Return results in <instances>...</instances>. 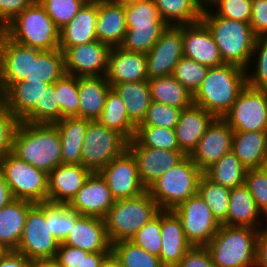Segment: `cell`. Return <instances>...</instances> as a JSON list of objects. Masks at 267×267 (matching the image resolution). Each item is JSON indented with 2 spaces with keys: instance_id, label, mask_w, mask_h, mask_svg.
<instances>
[{
  "instance_id": "obj_1",
  "label": "cell",
  "mask_w": 267,
  "mask_h": 267,
  "mask_svg": "<svg viewBox=\"0 0 267 267\" xmlns=\"http://www.w3.org/2000/svg\"><path fill=\"white\" fill-rule=\"evenodd\" d=\"M12 153L49 174L62 164L60 135L55 124L19 122Z\"/></svg>"
},
{
  "instance_id": "obj_2",
  "label": "cell",
  "mask_w": 267,
  "mask_h": 267,
  "mask_svg": "<svg viewBox=\"0 0 267 267\" xmlns=\"http://www.w3.org/2000/svg\"><path fill=\"white\" fill-rule=\"evenodd\" d=\"M246 85V70L239 66L224 63L209 67L200 88L194 94V104L214 117L223 118Z\"/></svg>"
},
{
  "instance_id": "obj_3",
  "label": "cell",
  "mask_w": 267,
  "mask_h": 267,
  "mask_svg": "<svg viewBox=\"0 0 267 267\" xmlns=\"http://www.w3.org/2000/svg\"><path fill=\"white\" fill-rule=\"evenodd\" d=\"M201 21L210 30L223 62L247 70L257 37L250 23L219 17L210 8L203 10Z\"/></svg>"
},
{
  "instance_id": "obj_4",
  "label": "cell",
  "mask_w": 267,
  "mask_h": 267,
  "mask_svg": "<svg viewBox=\"0 0 267 267\" xmlns=\"http://www.w3.org/2000/svg\"><path fill=\"white\" fill-rule=\"evenodd\" d=\"M259 230L221 225L205 246L215 267H256Z\"/></svg>"
},
{
  "instance_id": "obj_5",
  "label": "cell",
  "mask_w": 267,
  "mask_h": 267,
  "mask_svg": "<svg viewBox=\"0 0 267 267\" xmlns=\"http://www.w3.org/2000/svg\"><path fill=\"white\" fill-rule=\"evenodd\" d=\"M10 40L40 51L59 49L60 29L35 0L1 30Z\"/></svg>"
},
{
  "instance_id": "obj_6",
  "label": "cell",
  "mask_w": 267,
  "mask_h": 267,
  "mask_svg": "<svg viewBox=\"0 0 267 267\" xmlns=\"http://www.w3.org/2000/svg\"><path fill=\"white\" fill-rule=\"evenodd\" d=\"M159 211L147 191L133 198L115 200L103 218L110 243L130 240Z\"/></svg>"
},
{
  "instance_id": "obj_7",
  "label": "cell",
  "mask_w": 267,
  "mask_h": 267,
  "mask_svg": "<svg viewBox=\"0 0 267 267\" xmlns=\"http://www.w3.org/2000/svg\"><path fill=\"white\" fill-rule=\"evenodd\" d=\"M203 171L186 155L178 164L157 178L146 189L160 210H173L180 203L198 194Z\"/></svg>"
},
{
  "instance_id": "obj_8",
  "label": "cell",
  "mask_w": 267,
  "mask_h": 267,
  "mask_svg": "<svg viewBox=\"0 0 267 267\" xmlns=\"http://www.w3.org/2000/svg\"><path fill=\"white\" fill-rule=\"evenodd\" d=\"M0 169L14 199L48 202V174L12 152L0 160Z\"/></svg>"
},
{
  "instance_id": "obj_9",
  "label": "cell",
  "mask_w": 267,
  "mask_h": 267,
  "mask_svg": "<svg viewBox=\"0 0 267 267\" xmlns=\"http://www.w3.org/2000/svg\"><path fill=\"white\" fill-rule=\"evenodd\" d=\"M128 140L106 128L98 120H89L81 151V165L98 173L128 149Z\"/></svg>"
},
{
  "instance_id": "obj_10",
  "label": "cell",
  "mask_w": 267,
  "mask_h": 267,
  "mask_svg": "<svg viewBox=\"0 0 267 267\" xmlns=\"http://www.w3.org/2000/svg\"><path fill=\"white\" fill-rule=\"evenodd\" d=\"M59 242L51 234L49 221L45 219V202L35 203L28 211L17 252L29 260L53 258Z\"/></svg>"
},
{
  "instance_id": "obj_11",
  "label": "cell",
  "mask_w": 267,
  "mask_h": 267,
  "mask_svg": "<svg viewBox=\"0 0 267 267\" xmlns=\"http://www.w3.org/2000/svg\"><path fill=\"white\" fill-rule=\"evenodd\" d=\"M223 118L234 132L266 131L267 90L246 85Z\"/></svg>"
},
{
  "instance_id": "obj_12",
  "label": "cell",
  "mask_w": 267,
  "mask_h": 267,
  "mask_svg": "<svg viewBox=\"0 0 267 267\" xmlns=\"http://www.w3.org/2000/svg\"><path fill=\"white\" fill-rule=\"evenodd\" d=\"M173 211L180 218L185 237L192 246H206L221 226L199 194L180 203Z\"/></svg>"
},
{
  "instance_id": "obj_13",
  "label": "cell",
  "mask_w": 267,
  "mask_h": 267,
  "mask_svg": "<svg viewBox=\"0 0 267 267\" xmlns=\"http://www.w3.org/2000/svg\"><path fill=\"white\" fill-rule=\"evenodd\" d=\"M98 173L115 200L133 198L146 191L140 181L136 159L128 149Z\"/></svg>"
},
{
  "instance_id": "obj_14",
  "label": "cell",
  "mask_w": 267,
  "mask_h": 267,
  "mask_svg": "<svg viewBox=\"0 0 267 267\" xmlns=\"http://www.w3.org/2000/svg\"><path fill=\"white\" fill-rule=\"evenodd\" d=\"M183 57L182 25H168L146 54L148 80L172 75Z\"/></svg>"
},
{
  "instance_id": "obj_15",
  "label": "cell",
  "mask_w": 267,
  "mask_h": 267,
  "mask_svg": "<svg viewBox=\"0 0 267 267\" xmlns=\"http://www.w3.org/2000/svg\"><path fill=\"white\" fill-rule=\"evenodd\" d=\"M49 86L44 82L20 81L5 91L2 101L20 122L41 123V100Z\"/></svg>"
},
{
  "instance_id": "obj_16",
  "label": "cell",
  "mask_w": 267,
  "mask_h": 267,
  "mask_svg": "<svg viewBox=\"0 0 267 267\" xmlns=\"http://www.w3.org/2000/svg\"><path fill=\"white\" fill-rule=\"evenodd\" d=\"M110 49L99 40L69 47L64 52L66 73L76 77L105 76Z\"/></svg>"
},
{
  "instance_id": "obj_17",
  "label": "cell",
  "mask_w": 267,
  "mask_h": 267,
  "mask_svg": "<svg viewBox=\"0 0 267 267\" xmlns=\"http://www.w3.org/2000/svg\"><path fill=\"white\" fill-rule=\"evenodd\" d=\"M233 136L234 130L227 121L215 117L189 156L204 172L226 153L232 151Z\"/></svg>"
},
{
  "instance_id": "obj_18",
  "label": "cell",
  "mask_w": 267,
  "mask_h": 267,
  "mask_svg": "<svg viewBox=\"0 0 267 267\" xmlns=\"http://www.w3.org/2000/svg\"><path fill=\"white\" fill-rule=\"evenodd\" d=\"M182 38L184 57L208 67L224 64L210 30L202 21L182 25Z\"/></svg>"
},
{
  "instance_id": "obj_19",
  "label": "cell",
  "mask_w": 267,
  "mask_h": 267,
  "mask_svg": "<svg viewBox=\"0 0 267 267\" xmlns=\"http://www.w3.org/2000/svg\"><path fill=\"white\" fill-rule=\"evenodd\" d=\"M93 172L81 164H60L48 174V202L69 204Z\"/></svg>"
},
{
  "instance_id": "obj_20",
  "label": "cell",
  "mask_w": 267,
  "mask_h": 267,
  "mask_svg": "<svg viewBox=\"0 0 267 267\" xmlns=\"http://www.w3.org/2000/svg\"><path fill=\"white\" fill-rule=\"evenodd\" d=\"M114 202L102 176L92 173L68 205L81 215L104 218Z\"/></svg>"
},
{
  "instance_id": "obj_21",
  "label": "cell",
  "mask_w": 267,
  "mask_h": 267,
  "mask_svg": "<svg viewBox=\"0 0 267 267\" xmlns=\"http://www.w3.org/2000/svg\"><path fill=\"white\" fill-rule=\"evenodd\" d=\"M128 150L136 159L140 181L146 189L186 156L182 151L161 150L144 146H128Z\"/></svg>"
},
{
  "instance_id": "obj_22",
  "label": "cell",
  "mask_w": 267,
  "mask_h": 267,
  "mask_svg": "<svg viewBox=\"0 0 267 267\" xmlns=\"http://www.w3.org/2000/svg\"><path fill=\"white\" fill-rule=\"evenodd\" d=\"M2 79L5 91L14 83L31 77L32 48L10 40L0 31Z\"/></svg>"
},
{
  "instance_id": "obj_23",
  "label": "cell",
  "mask_w": 267,
  "mask_h": 267,
  "mask_svg": "<svg viewBox=\"0 0 267 267\" xmlns=\"http://www.w3.org/2000/svg\"><path fill=\"white\" fill-rule=\"evenodd\" d=\"M105 77L111 87L123 82L148 81L146 53L126 51L120 46L111 47Z\"/></svg>"
},
{
  "instance_id": "obj_24",
  "label": "cell",
  "mask_w": 267,
  "mask_h": 267,
  "mask_svg": "<svg viewBox=\"0 0 267 267\" xmlns=\"http://www.w3.org/2000/svg\"><path fill=\"white\" fill-rule=\"evenodd\" d=\"M63 244L87 252H111L103 218L81 215L72 226Z\"/></svg>"
},
{
  "instance_id": "obj_25",
  "label": "cell",
  "mask_w": 267,
  "mask_h": 267,
  "mask_svg": "<svg viewBox=\"0 0 267 267\" xmlns=\"http://www.w3.org/2000/svg\"><path fill=\"white\" fill-rule=\"evenodd\" d=\"M161 238L162 265L176 267L192 245L187 241L181 220L173 210H161Z\"/></svg>"
},
{
  "instance_id": "obj_26",
  "label": "cell",
  "mask_w": 267,
  "mask_h": 267,
  "mask_svg": "<svg viewBox=\"0 0 267 267\" xmlns=\"http://www.w3.org/2000/svg\"><path fill=\"white\" fill-rule=\"evenodd\" d=\"M97 18L98 0H89L76 16L60 30L59 49L65 52L71 46L97 40Z\"/></svg>"
},
{
  "instance_id": "obj_27",
  "label": "cell",
  "mask_w": 267,
  "mask_h": 267,
  "mask_svg": "<svg viewBox=\"0 0 267 267\" xmlns=\"http://www.w3.org/2000/svg\"><path fill=\"white\" fill-rule=\"evenodd\" d=\"M215 117L196 104L184 108L175 126L180 150L190 155Z\"/></svg>"
},
{
  "instance_id": "obj_28",
  "label": "cell",
  "mask_w": 267,
  "mask_h": 267,
  "mask_svg": "<svg viewBox=\"0 0 267 267\" xmlns=\"http://www.w3.org/2000/svg\"><path fill=\"white\" fill-rule=\"evenodd\" d=\"M266 221L245 184L230 190L227 219L221 225L250 227L259 230L267 224Z\"/></svg>"
},
{
  "instance_id": "obj_29",
  "label": "cell",
  "mask_w": 267,
  "mask_h": 267,
  "mask_svg": "<svg viewBox=\"0 0 267 267\" xmlns=\"http://www.w3.org/2000/svg\"><path fill=\"white\" fill-rule=\"evenodd\" d=\"M126 30L125 7L109 0H98L97 40L110 47H119Z\"/></svg>"
},
{
  "instance_id": "obj_30",
  "label": "cell",
  "mask_w": 267,
  "mask_h": 267,
  "mask_svg": "<svg viewBox=\"0 0 267 267\" xmlns=\"http://www.w3.org/2000/svg\"><path fill=\"white\" fill-rule=\"evenodd\" d=\"M111 88L105 76L78 77L79 118L97 120Z\"/></svg>"
},
{
  "instance_id": "obj_31",
  "label": "cell",
  "mask_w": 267,
  "mask_h": 267,
  "mask_svg": "<svg viewBox=\"0 0 267 267\" xmlns=\"http://www.w3.org/2000/svg\"><path fill=\"white\" fill-rule=\"evenodd\" d=\"M34 204L28 200L14 199L0 209V244L5 249H17L27 213Z\"/></svg>"
},
{
  "instance_id": "obj_32",
  "label": "cell",
  "mask_w": 267,
  "mask_h": 267,
  "mask_svg": "<svg viewBox=\"0 0 267 267\" xmlns=\"http://www.w3.org/2000/svg\"><path fill=\"white\" fill-rule=\"evenodd\" d=\"M88 123V119L77 117L63 118L54 123L61 140L62 164H81L82 145Z\"/></svg>"
},
{
  "instance_id": "obj_33",
  "label": "cell",
  "mask_w": 267,
  "mask_h": 267,
  "mask_svg": "<svg viewBox=\"0 0 267 267\" xmlns=\"http://www.w3.org/2000/svg\"><path fill=\"white\" fill-rule=\"evenodd\" d=\"M232 151L246 169L263 168L267 157V132H234Z\"/></svg>"
},
{
  "instance_id": "obj_34",
  "label": "cell",
  "mask_w": 267,
  "mask_h": 267,
  "mask_svg": "<svg viewBox=\"0 0 267 267\" xmlns=\"http://www.w3.org/2000/svg\"><path fill=\"white\" fill-rule=\"evenodd\" d=\"M112 88L124 102L129 120L139 126L152 101L148 81L123 82L114 84Z\"/></svg>"
},
{
  "instance_id": "obj_35",
  "label": "cell",
  "mask_w": 267,
  "mask_h": 267,
  "mask_svg": "<svg viewBox=\"0 0 267 267\" xmlns=\"http://www.w3.org/2000/svg\"><path fill=\"white\" fill-rule=\"evenodd\" d=\"M65 73V58L62 50L40 51L32 48L31 77L27 78L26 82H44L52 85Z\"/></svg>"
},
{
  "instance_id": "obj_36",
  "label": "cell",
  "mask_w": 267,
  "mask_h": 267,
  "mask_svg": "<svg viewBox=\"0 0 267 267\" xmlns=\"http://www.w3.org/2000/svg\"><path fill=\"white\" fill-rule=\"evenodd\" d=\"M151 100L184 109L194 103V95L172 75L148 80Z\"/></svg>"
},
{
  "instance_id": "obj_37",
  "label": "cell",
  "mask_w": 267,
  "mask_h": 267,
  "mask_svg": "<svg viewBox=\"0 0 267 267\" xmlns=\"http://www.w3.org/2000/svg\"><path fill=\"white\" fill-rule=\"evenodd\" d=\"M154 3L167 25L181 26L201 21L200 0H154Z\"/></svg>"
},
{
  "instance_id": "obj_38",
  "label": "cell",
  "mask_w": 267,
  "mask_h": 267,
  "mask_svg": "<svg viewBox=\"0 0 267 267\" xmlns=\"http://www.w3.org/2000/svg\"><path fill=\"white\" fill-rule=\"evenodd\" d=\"M97 120L106 128L119 132L128 141L135 136L136 126L129 120L125 104L113 88L109 90L105 106Z\"/></svg>"
},
{
  "instance_id": "obj_39",
  "label": "cell",
  "mask_w": 267,
  "mask_h": 267,
  "mask_svg": "<svg viewBox=\"0 0 267 267\" xmlns=\"http://www.w3.org/2000/svg\"><path fill=\"white\" fill-rule=\"evenodd\" d=\"M246 171V167L235 153L230 151L205 170L203 174L212 182L232 189L245 184Z\"/></svg>"
},
{
  "instance_id": "obj_40",
  "label": "cell",
  "mask_w": 267,
  "mask_h": 267,
  "mask_svg": "<svg viewBox=\"0 0 267 267\" xmlns=\"http://www.w3.org/2000/svg\"><path fill=\"white\" fill-rule=\"evenodd\" d=\"M168 25L165 22H151L143 25H127L120 47L130 52L148 53Z\"/></svg>"
},
{
  "instance_id": "obj_41",
  "label": "cell",
  "mask_w": 267,
  "mask_h": 267,
  "mask_svg": "<svg viewBox=\"0 0 267 267\" xmlns=\"http://www.w3.org/2000/svg\"><path fill=\"white\" fill-rule=\"evenodd\" d=\"M128 146L181 151L174 129L154 126H137L135 136L128 142Z\"/></svg>"
},
{
  "instance_id": "obj_42",
  "label": "cell",
  "mask_w": 267,
  "mask_h": 267,
  "mask_svg": "<svg viewBox=\"0 0 267 267\" xmlns=\"http://www.w3.org/2000/svg\"><path fill=\"white\" fill-rule=\"evenodd\" d=\"M81 214L68 204L45 202V219L49 221L51 234L59 243H63L76 220Z\"/></svg>"
},
{
  "instance_id": "obj_43",
  "label": "cell",
  "mask_w": 267,
  "mask_h": 267,
  "mask_svg": "<svg viewBox=\"0 0 267 267\" xmlns=\"http://www.w3.org/2000/svg\"><path fill=\"white\" fill-rule=\"evenodd\" d=\"M230 190V188L212 182L204 174L199 180L198 194L220 224L227 219Z\"/></svg>"
},
{
  "instance_id": "obj_44",
  "label": "cell",
  "mask_w": 267,
  "mask_h": 267,
  "mask_svg": "<svg viewBox=\"0 0 267 267\" xmlns=\"http://www.w3.org/2000/svg\"><path fill=\"white\" fill-rule=\"evenodd\" d=\"M53 86L61 110V119L67 117L79 118L78 77L65 73Z\"/></svg>"
},
{
  "instance_id": "obj_45",
  "label": "cell",
  "mask_w": 267,
  "mask_h": 267,
  "mask_svg": "<svg viewBox=\"0 0 267 267\" xmlns=\"http://www.w3.org/2000/svg\"><path fill=\"white\" fill-rule=\"evenodd\" d=\"M111 252L121 262L122 267H164L160 258L151 255L130 240L113 243Z\"/></svg>"
},
{
  "instance_id": "obj_46",
  "label": "cell",
  "mask_w": 267,
  "mask_h": 267,
  "mask_svg": "<svg viewBox=\"0 0 267 267\" xmlns=\"http://www.w3.org/2000/svg\"><path fill=\"white\" fill-rule=\"evenodd\" d=\"M250 64L246 70L247 85L267 90V36L256 37Z\"/></svg>"
},
{
  "instance_id": "obj_47",
  "label": "cell",
  "mask_w": 267,
  "mask_h": 267,
  "mask_svg": "<svg viewBox=\"0 0 267 267\" xmlns=\"http://www.w3.org/2000/svg\"><path fill=\"white\" fill-rule=\"evenodd\" d=\"M208 69V66L183 56L175 66L172 76L194 95L206 77Z\"/></svg>"
},
{
  "instance_id": "obj_48",
  "label": "cell",
  "mask_w": 267,
  "mask_h": 267,
  "mask_svg": "<svg viewBox=\"0 0 267 267\" xmlns=\"http://www.w3.org/2000/svg\"><path fill=\"white\" fill-rule=\"evenodd\" d=\"M135 245L143 248L153 256L160 258L162 247L161 210L146 223L131 239Z\"/></svg>"
},
{
  "instance_id": "obj_49",
  "label": "cell",
  "mask_w": 267,
  "mask_h": 267,
  "mask_svg": "<svg viewBox=\"0 0 267 267\" xmlns=\"http://www.w3.org/2000/svg\"><path fill=\"white\" fill-rule=\"evenodd\" d=\"M89 0H38L61 30Z\"/></svg>"
},
{
  "instance_id": "obj_50",
  "label": "cell",
  "mask_w": 267,
  "mask_h": 267,
  "mask_svg": "<svg viewBox=\"0 0 267 267\" xmlns=\"http://www.w3.org/2000/svg\"><path fill=\"white\" fill-rule=\"evenodd\" d=\"M183 109L151 101L146 116L139 126L175 129Z\"/></svg>"
},
{
  "instance_id": "obj_51",
  "label": "cell",
  "mask_w": 267,
  "mask_h": 267,
  "mask_svg": "<svg viewBox=\"0 0 267 267\" xmlns=\"http://www.w3.org/2000/svg\"><path fill=\"white\" fill-rule=\"evenodd\" d=\"M245 185L255 199L258 210L267 219V171L264 167L247 169Z\"/></svg>"
},
{
  "instance_id": "obj_52",
  "label": "cell",
  "mask_w": 267,
  "mask_h": 267,
  "mask_svg": "<svg viewBox=\"0 0 267 267\" xmlns=\"http://www.w3.org/2000/svg\"><path fill=\"white\" fill-rule=\"evenodd\" d=\"M252 0H218L210 9L219 17L250 23Z\"/></svg>"
},
{
  "instance_id": "obj_53",
  "label": "cell",
  "mask_w": 267,
  "mask_h": 267,
  "mask_svg": "<svg viewBox=\"0 0 267 267\" xmlns=\"http://www.w3.org/2000/svg\"><path fill=\"white\" fill-rule=\"evenodd\" d=\"M127 25L151 24V22H164L160 17L154 0H144L125 7Z\"/></svg>"
},
{
  "instance_id": "obj_54",
  "label": "cell",
  "mask_w": 267,
  "mask_h": 267,
  "mask_svg": "<svg viewBox=\"0 0 267 267\" xmlns=\"http://www.w3.org/2000/svg\"><path fill=\"white\" fill-rule=\"evenodd\" d=\"M19 122L0 100V160L12 152L13 136Z\"/></svg>"
},
{
  "instance_id": "obj_55",
  "label": "cell",
  "mask_w": 267,
  "mask_h": 267,
  "mask_svg": "<svg viewBox=\"0 0 267 267\" xmlns=\"http://www.w3.org/2000/svg\"><path fill=\"white\" fill-rule=\"evenodd\" d=\"M59 120H61V110L52 84L41 100V123L54 124Z\"/></svg>"
},
{
  "instance_id": "obj_56",
  "label": "cell",
  "mask_w": 267,
  "mask_h": 267,
  "mask_svg": "<svg viewBox=\"0 0 267 267\" xmlns=\"http://www.w3.org/2000/svg\"><path fill=\"white\" fill-rule=\"evenodd\" d=\"M176 267H215L205 246H192Z\"/></svg>"
},
{
  "instance_id": "obj_57",
  "label": "cell",
  "mask_w": 267,
  "mask_h": 267,
  "mask_svg": "<svg viewBox=\"0 0 267 267\" xmlns=\"http://www.w3.org/2000/svg\"><path fill=\"white\" fill-rule=\"evenodd\" d=\"M250 25L256 36H267V0H252Z\"/></svg>"
},
{
  "instance_id": "obj_58",
  "label": "cell",
  "mask_w": 267,
  "mask_h": 267,
  "mask_svg": "<svg viewBox=\"0 0 267 267\" xmlns=\"http://www.w3.org/2000/svg\"><path fill=\"white\" fill-rule=\"evenodd\" d=\"M35 0H0V31Z\"/></svg>"
},
{
  "instance_id": "obj_59",
  "label": "cell",
  "mask_w": 267,
  "mask_h": 267,
  "mask_svg": "<svg viewBox=\"0 0 267 267\" xmlns=\"http://www.w3.org/2000/svg\"><path fill=\"white\" fill-rule=\"evenodd\" d=\"M55 258L61 267H80L82 249L60 243Z\"/></svg>"
},
{
  "instance_id": "obj_60",
  "label": "cell",
  "mask_w": 267,
  "mask_h": 267,
  "mask_svg": "<svg viewBox=\"0 0 267 267\" xmlns=\"http://www.w3.org/2000/svg\"><path fill=\"white\" fill-rule=\"evenodd\" d=\"M256 267H267V224L259 229L257 236Z\"/></svg>"
},
{
  "instance_id": "obj_61",
  "label": "cell",
  "mask_w": 267,
  "mask_h": 267,
  "mask_svg": "<svg viewBox=\"0 0 267 267\" xmlns=\"http://www.w3.org/2000/svg\"><path fill=\"white\" fill-rule=\"evenodd\" d=\"M0 267H30V260L16 250H8L0 258Z\"/></svg>"
},
{
  "instance_id": "obj_62",
  "label": "cell",
  "mask_w": 267,
  "mask_h": 267,
  "mask_svg": "<svg viewBox=\"0 0 267 267\" xmlns=\"http://www.w3.org/2000/svg\"><path fill=\"white\" fill-rule=\"evenodd\" d=\"M111 252H87L82 250V263L80 267H101L104 259Z\"/></svg>"
},
{
  "instance_id": "obj_63",
  "label": "cell",
  "mask_w": 267,
  "mask_h": 267,
  "mask_svg": "<svg viewBox=\"0 0 267 267\" xmlns=\"http://www.w3.org/2000/svg\"><path fill=\"white\" fill-rule=\"evenodd\" d=\"M14 197L0 169V209L9 204Z\"/></svg>"
},
{
  "instance_id": "obj_64",
  "label": "cell",
  "mask_w": 267,
  "mask_h": 267,
  "mask_svg": "<svg viewBox=\"0 0 267 267\" xmlns=\"http://www.w3.org/2000/svg\"><path fill=\"white\" fill-rule=\"evenodd\" d=\"M30 267H61L55 257L30 260Z\"/></svg>"
},
{
  "instance_id": "obj_65",
  "label": "cell",
  "mask_w": 267,
  "mask_h": 267,
  "mask_svg": "<svg viewBox=\"0 0 267 267\" xmlns=\"http://www.w3.org/2000/svg\"><path fill=\"white\" fill-rule=\"evenodd\" d=\"M101 267H122L121 262L111 252L102 262Z\"/></svg>"
},
{
  "instance_id": "obj_66",
  "label": "cell",
  "mask_w": 267,
  "mask_h": 267,
  "mask_svg": "<svg viewBox=\"0 0 267 267\" xmlns=\"http://www.w3.org/2000/svg\"><path fill=\"white\" fill-rule=\"evenodd\" d=\"M115 4L121 5L123 7H127L133 4H136L138 2L144 1V0H109Z\"/></svg>"
},
{
  "instance_id": "obj_67",
  "label": "cell",
  "mask_w": 267,
  "mask_h": 267,
  "mask_svg": "<svg viewBox=\"0 0 267 267\" xmlns=\"http://www.w3.org/2000/svg\"><path fill=\"white\" fill-rule=\"evenodd\" d=\"M5 94V87L3 84V79H2V63H1V55H0V100H3Z\"/></svg>"
},
{
  "instance_id": "obj_68",
  "label": "cell",
  "mask_w": 267,
  "mask_h": 267,
  "mask_svg": "<svg viewBox=\"0 0 267 267\" xmlns=\"http://www.w3.org/2000/svg\"><path fill=\"white\" fill-rule=\"evenodd\" d=\"M218 0H200L201 7L203 10L209 9Z\"/></svg>"
},
{
  "instance_id": "obj_69",
  "label": "cell",
  "mask_w": 267,
  "mask_h": 267,
  "mask_svg": "<svg viewBox=\"0 0 267 267\" xmlns=\"http://www.w3.org/2000/svg\"><path fill=\"white\" fill-rule=\"evenodd\" d=\"M8 250L5 249L1 244H0V258L7 252Z\"/></svg>"
},
{
  "instance_id": "obj_70",
  "label": "cell",
  "mask_w": 267,
  "mask_h": 267,
  "mask_svg": "<svg viewBox=\"0 0 267 267\" xmlns=\"http://www.w3.org/2000/svg\"><path fill=\"white\" fill-rule=\"evenodd\" d=\"M264 169L267 171V157H266V160H265Z\"/></svg>"
}]
</instances>
